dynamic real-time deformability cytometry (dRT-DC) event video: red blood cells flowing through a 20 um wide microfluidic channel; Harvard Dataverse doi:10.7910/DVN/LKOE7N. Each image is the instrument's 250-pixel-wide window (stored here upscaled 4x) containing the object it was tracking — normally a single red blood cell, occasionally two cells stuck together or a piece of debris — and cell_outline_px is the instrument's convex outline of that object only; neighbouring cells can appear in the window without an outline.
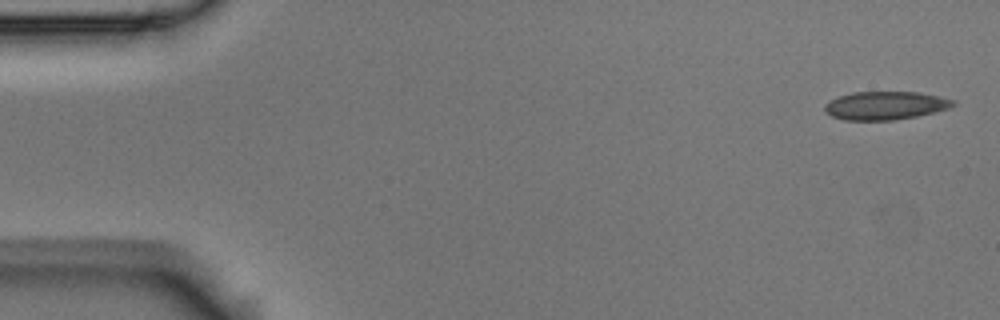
{"species": "Egyptian fruit bat (a non-hibernating species)", "species_latin": "Rousettus aegyptiacus", "temperature_condition": "room temperature", "stored_images_in_passage": 4, "camera_frame_rate_fps": 3000, "um_per_image_px": 0.085, "animal": {"sex": "male"}, "frame": {"image": 1, "passage_image": 1, "time_ms": 0.0, "image_size_px": [1000, 320], "cell_outline_px": [[956, 104], [948, 108], [936, 112], [916, 116], [892, 120], [844, 120], [832, 116], [824, 112], [824, 104], [828, 100], [852, 92], [916, 92], [956, 100]], "centroid_in_image_um": [75.22, 8.97], "position_along_channel_um": 9.8, "area_um2": 21.15}}
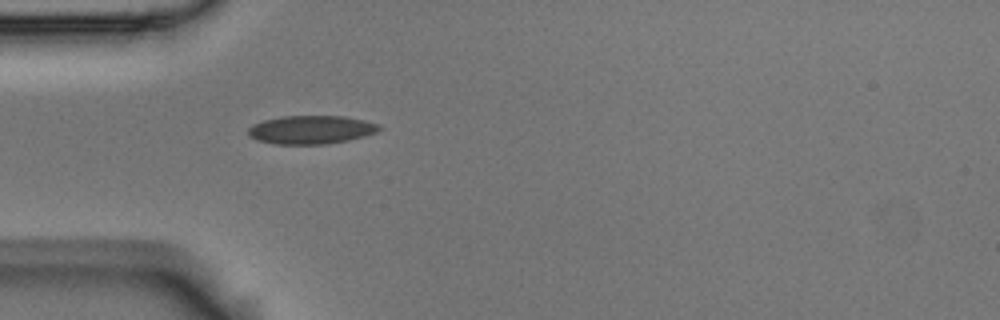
{"frame": {"image": 2, "passage_image": 4, "time_ms": 1.0, "image_size_px": [1000, 320], "cell_outline_px": [[380, 128], [376, 132], [364, 136], [348, 140], [328, 144], [276, 144], [256, 140], [248, 136], [248, 128], [252, 124], [264, 120], [280, 116], [344, 116], [364, 120], [380, 124]], "centroid_in_image_um": [26.41, 11.02], "position_along_channel_um": 58.6, "area_um2": 21.79}}